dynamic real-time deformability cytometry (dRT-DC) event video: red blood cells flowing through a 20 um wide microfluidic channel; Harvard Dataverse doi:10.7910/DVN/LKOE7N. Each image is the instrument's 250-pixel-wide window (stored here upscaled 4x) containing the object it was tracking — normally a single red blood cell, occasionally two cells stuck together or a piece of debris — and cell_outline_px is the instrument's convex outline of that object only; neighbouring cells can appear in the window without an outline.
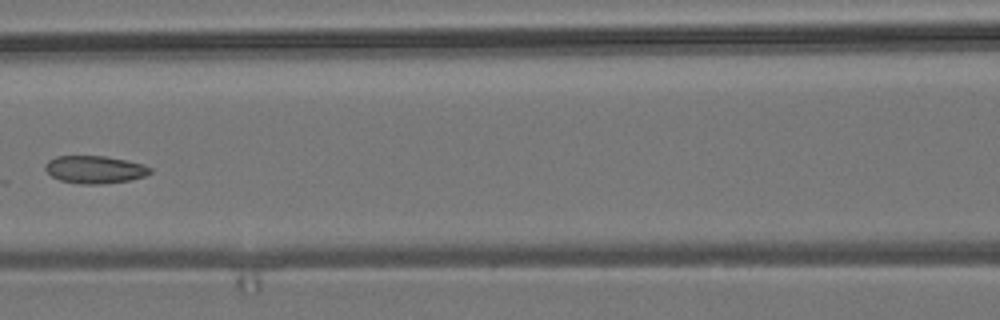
{"species": "common noctule bat (a hibernating species)", "species_latin": "Nyctalus noctula", "temperature_condition": "room temperature", "stored_images_in_passage": 6, "camera_frame_rate_fps": 3000, "um_per_image_px": 0.085, "animal": {"sex": "male", "body_mass_g": 19.2, "forearm_length_mm": 51.8}, "frame": {"image": 1, "passage_image": 6, "time_ms": 1.667, "image_size_px": [1000, 320], "cell_outline_px": [[152, 172], [144, 176], [128, 180], [104, 184], [80, 184], [60, 180], [52, 176], [44, 168], [44, 164], [48, 160], [56, 156], [104, 156], [124, 160], [140, 164], [152, 168]], "centroid_in_image_um": [8.02, 14.41], "position_along_channel_um": 158.6, "area_um2": 16.76}}